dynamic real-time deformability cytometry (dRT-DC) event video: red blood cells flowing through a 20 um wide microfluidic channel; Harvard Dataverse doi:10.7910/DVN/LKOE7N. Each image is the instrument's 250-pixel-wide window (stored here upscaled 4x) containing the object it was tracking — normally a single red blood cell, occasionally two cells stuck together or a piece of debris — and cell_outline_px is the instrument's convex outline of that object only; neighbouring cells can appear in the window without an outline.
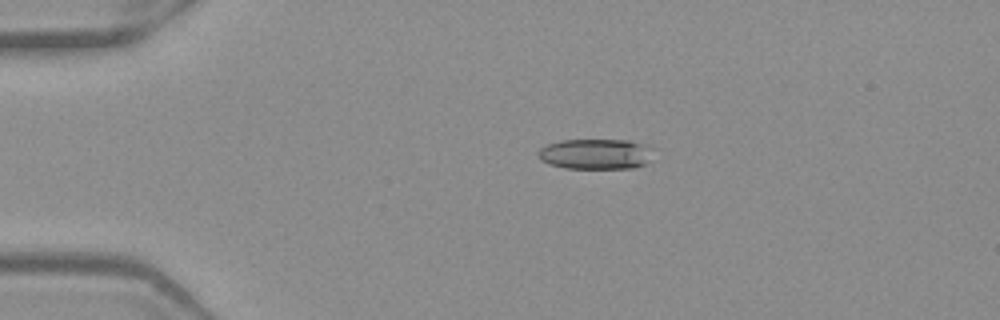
{"species": "Egyptian fruit bat (a non-hibernating species)", "species_latin": "Rousettus aegyptiacus", "temperature_condition": "warm", "stored_images_in_passage": 52, "camera_frame_rate_fps": 3000, "um_per_image_px": 0.085, "frame": {"image": 1, "passage_image": 11, "time_ms": 3.333, "image_size_px": [1000, 320], "cell_outline_px": [[652, 148], [648, 160], [644, 164], [632, 168], [564, 168], [548, 164], [540, 160], [536, 152], [540, 148], [548, 144], [560, 140], [628, 140], [652, 144]], "centroid_in_image_um": [50.61, 13.08], "position_along_channel_um": 34.4, "area_um2": 20.63}}
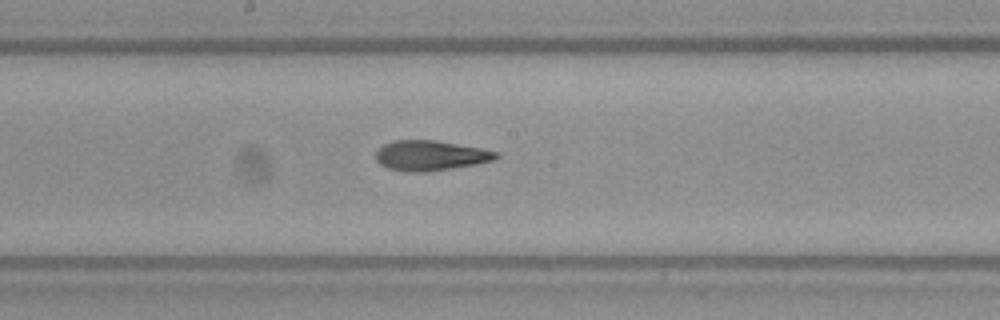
{"frame": {"image": 2, "passage_image": 28, "time_ms": 9.0, "image_size_px": [1000, 320], "cell_outline_px": [[500, 156], [496, 160], [476, 164], [452, 168], [424, 172], [408, 172], [388, 168], [380, 164], [376, 160], [376, 152], [384, 144], [392, 140], [436, 140], [480, 148], [500, 152]], "centroid_in_image_um": [36.61, 13.22], "position_along_channel_um": 211.6, "area_um2": 21.15}}
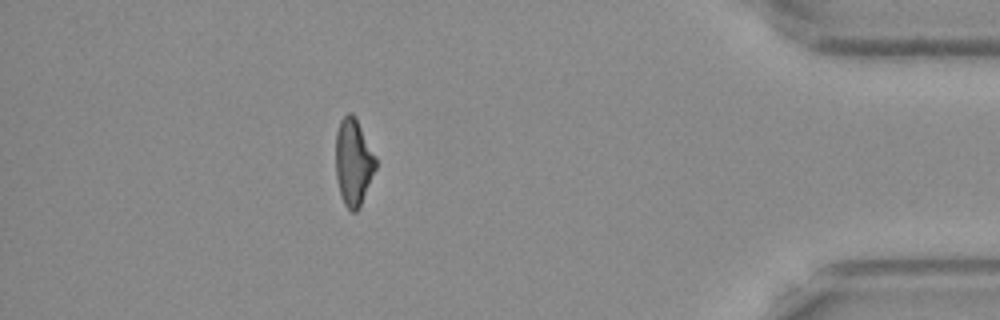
{"frame": {"image": 3, "passage_image": 46, "time_ms": 15.0, "image_size_px": [1000, 320], "cell_outline_px": [[376, 168], [360, 208], [356, 212], [352, 212], [344, 204], [340, 196], [336, 176], [336, 132], [340, 120], [348, 112], [352, 112], [356, 116], [376, 156]], "centroid_in_image_um": [30.04, 13.77], "position_along_channel_um": 405.2, "area_um2": 20.58}, "authors_computed_cell_mechanics": {"area_um2": 21.0392, "velocity_mm_per_s": 3.9532, "shape_relaxation_time_tau1_ms": null, "shape_relaxation_time_tau2_ms": 2.4629, "deformation_change_tau1": null, "deformation_change_tau2": 0.1186}}